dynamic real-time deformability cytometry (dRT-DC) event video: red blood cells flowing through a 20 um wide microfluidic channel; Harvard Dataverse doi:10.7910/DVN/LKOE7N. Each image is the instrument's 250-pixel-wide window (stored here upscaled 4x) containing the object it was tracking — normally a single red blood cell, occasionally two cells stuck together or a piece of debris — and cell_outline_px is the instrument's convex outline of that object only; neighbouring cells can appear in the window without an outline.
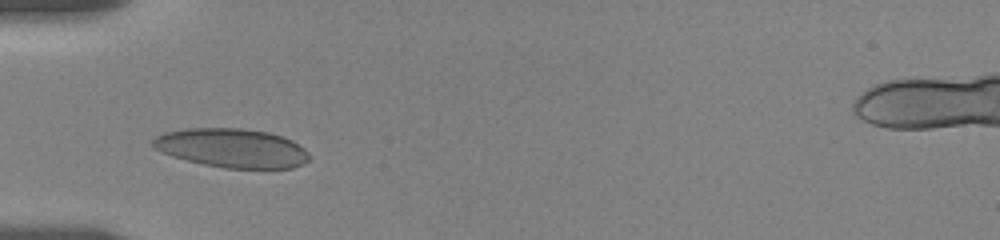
{"species": "human", "species_latin": "Homo sapiens", "temperature_condition": "room temperature", "stored_images_in_passage": 5, "camera_frame_rate_fps": 3000, "um_per_image_px": 0.085, "donor": {"sex": "female"}, "frame": {"image": 1, "passage_image": 1, "time_ms": 0.0, "image_size_px": [1000, 240], "cell_outline_px": [[312, 156], [304, 164], [292, 168], [224, 168], [204, 164], [172, 156], [160, 152], [152, 148], [152, 140], [156, 136], [164, 132], [188, 128], [240, 128], [268, 132], [292, 140], [304, 148]], "centroid_in_image_um": [19.71, 12.58], "position_along_channel_um": 65.3, "area_um2": 35.66}}